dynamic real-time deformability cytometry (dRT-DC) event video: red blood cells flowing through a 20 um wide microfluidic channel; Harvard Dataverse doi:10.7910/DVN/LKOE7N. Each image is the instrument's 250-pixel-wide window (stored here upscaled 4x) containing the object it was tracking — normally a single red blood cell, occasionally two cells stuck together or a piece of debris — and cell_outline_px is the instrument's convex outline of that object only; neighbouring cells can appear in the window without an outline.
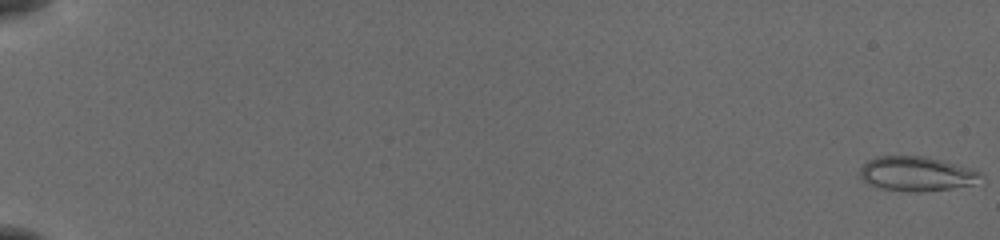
{"species": "common noctule bat (a hibernating species)", "species_latin": "Nyctalus noctula", "temperature_condition": "cold", "stored_images_in_passage": 16, "camera_frame_rate_fps": 3000, "um_per_image_px": 0.085, "animal": {"sex": "female", "body_mass_g": 19.5, "forearm_length_mm": 54.1}, "frame": {"image": 1, "passage_image": 1, "time_ms": 0.0, "image_size_px": [1000, 240], "cell_outline_px": [[984, 184], [924, 192], [904, 192], [880, 188], [868, 184], [860, 176], [860, 168], [868, 160], [876, 156], [924, 156], [940, 160], [968, 168], [980, 172], [984, 176]], "centroid_in_image_um": [77.97, 14.8], "position_along_channel_um": 7.0, "area_um2": 24.8}}